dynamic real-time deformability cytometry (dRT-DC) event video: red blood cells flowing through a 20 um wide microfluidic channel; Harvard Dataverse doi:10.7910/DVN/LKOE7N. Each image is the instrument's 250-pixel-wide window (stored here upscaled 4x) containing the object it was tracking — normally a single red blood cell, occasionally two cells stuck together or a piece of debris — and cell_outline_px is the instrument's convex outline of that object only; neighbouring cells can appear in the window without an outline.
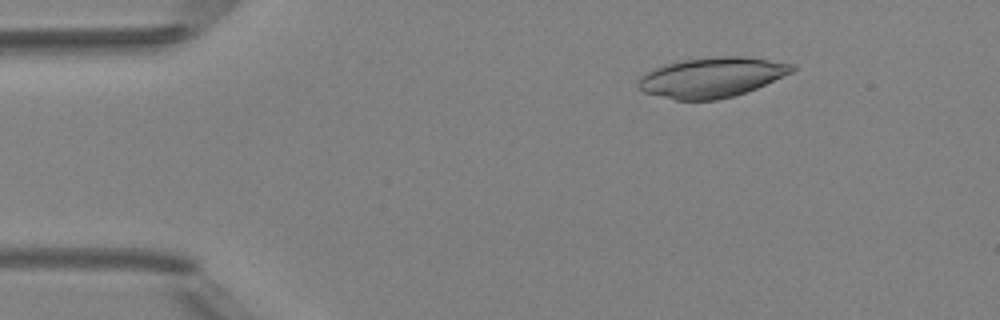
{"species": "Egyptian fruit bat (a non-hibernating species)", "species_latin": "Rousettus aegyptiacus", "temperature_condition": "room temperature", "stored_images_in_passage": 3, "camera_frame_rate_fps": 3000, "um_per_image_px": 0.085, "animal": {"sex": "female"}, "frame": {"image": 1, "passage_image": 1, "time_ms": 0.0, "image_size_px": [1000, 320], "cell_outline_px": [[796, 68], [792, 72], [756, 88], [732, 96], [716, 100], [676, 100], [644, 92], [636, 84], [640, 76], [644, 72], [652, 68], [664, 64], [684, 60], [720, 56], [744, 56], [796, 64]], "centroid_in_image_um": [60.47, 6.57], "position_along_channel_um": 24.5, "area_um2": 35.78}}
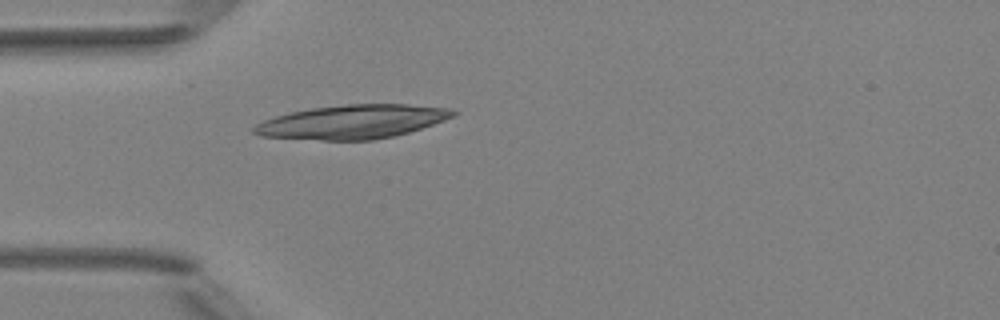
{"frame": {"image": 2, "passage_image": 3, "time_ms": 2.333, "image_size_px": [1000, 320], "cell_outline_px": [[460, 112], [444, 120], [408, 132], [392, 136], [372, 140], [320, 140], [260, 136], [252, 132], [252, 128], [256, 124], [264, 120], [276, 116], [292, 112], [312, 108], [348, 104], [408, 104], [448, 108]], "centroid_in_image_um": [29.93, 10.35], "position_along_channel_um": 55.1, "area_um2": 38.96}}